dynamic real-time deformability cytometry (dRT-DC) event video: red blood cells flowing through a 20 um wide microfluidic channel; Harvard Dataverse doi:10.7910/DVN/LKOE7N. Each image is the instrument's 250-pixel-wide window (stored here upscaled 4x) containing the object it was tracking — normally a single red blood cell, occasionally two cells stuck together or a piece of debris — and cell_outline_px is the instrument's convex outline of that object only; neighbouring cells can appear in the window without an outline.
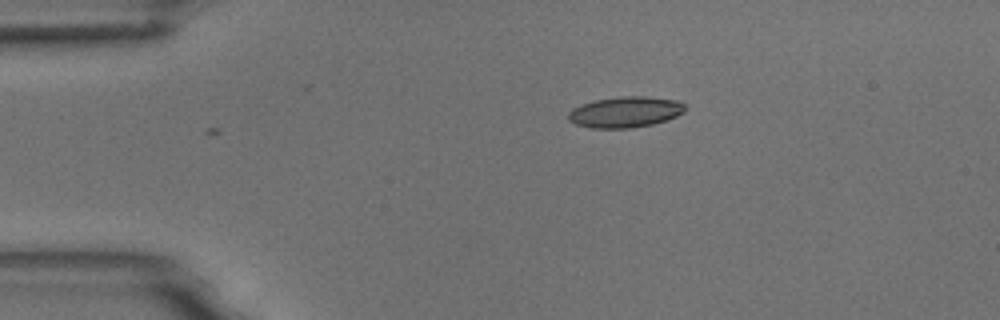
{"species": "common noctule bat (a hibernating species)", "species_latin": "Nyctalus noctula", "temperature_condition": "room temperature", "stored_images_in_passage": 2, "camera_frame_rate_fps": 3000, "um_per_image_px": 0.085, "animal": {"sex": "male", "body_mass_g": 18.8}, "frame": {"image": 1, "passage_image": 1, "time_ms": 0.0, "image_size_px": [1000, 320], "cell_outline_px": [[688, 108], [684, 112], [676, 116], [652, 124], [628, 128], [592, 128], [576, 124], [568, 120], [568, 112], [572, 108], [580, 104], [596, 100], [620, 96], [644, 96], [676, 100], [684, 104]], "centroid_in_image_um": [53.13, 9.51], "position_along_channel_um": 31.9, "area_um2": 20.98}}